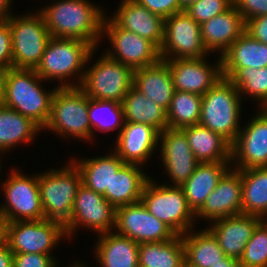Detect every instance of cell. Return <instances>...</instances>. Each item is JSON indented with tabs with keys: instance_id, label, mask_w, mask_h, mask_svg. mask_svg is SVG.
Returning <instances> with one entry per match:
<instances>
[{
	"instance_id": "obj_3",
	"label": "cell",
	"mask_w": 267,
	"mask_h": 267,
	"mask_svg": "<svg viewBox=\"0 0 267 267\" xmlns=\"http://www.w3.org/2000/svg\"><path fill=\"white\" fill-rule=\"evenodd\" d=\"M34 69L10 68L6 71L4 94L1 104L29 117L42 129L47 124L51 113V101L58 88L45 91Z\"/></svg>"
},
{
	"instance_id": "obj_24",
	"label": "cell",
	"mask_w": 267,
	"mask_h": 267,
	"mask_svg": "<svg viewBox=\"0 0 267 267\" xmlns=\"http://www.w3.org/2000/svg\"><path fill=\"white\" fill-rule=\"evenodd\" d=\"M95 241L93 253L100 267H138L139 244L133 239L112 230Z\"/></svg>"
},
{
	"instance_id": "obj_28",
	"label": "cell",
	"mask_w": 267,
	"mask_h": 267,
	"mask_svg": "<svg viewBox=\"0 0 267 267\" xmlns=\"http://www.w3.org/2000/svg\"><path fill=\"white\" fill-rule=\"evenodd\" d=\"M199 163L231 162V144L220 134L200 124L182 128Z\"/></svg>"
},
{
	"instance_id": "obj_33",
	"label": "cell",
	"mask_w": 267,
	"mask_h": 267,
	"mask_svg": "<svg viewBox=\"0 0 267 267\" xmlns=\"http://www.w3.org/2000/svg\"><path fill=\"white\" fill-rule=\"evenodd\" d=\"M222 68L267 67V44L254 39L246 31L221 56Z\"/></svg>"
},
{
	"instance_id": "obj_19",
	"label": "cell",
	"mask_w": 267,
	"mask_h": 267,
	"mask_svg": "<svg viewBox=\"0 0 267 267\" xmlns=\"http://www.w3.org/2000/svg\"><path fill=\"white\" fill-rule=\"evenodd\" d=\"M241 170L232 167L222 176L216 188L195 212V218L208 222L242 213Z\"/></svg>"
},
{
	"instance_id": "obj_29",
	"label": "cell",
	"mask_w": 267,
	"mask_h": 267,
	"mask_svg": "<svg viewBox=\"0 0 267 267\" xmlns=\"http://www.w3.org/2000/svg\"><path fill=\"white\" fill-rule=\"evenodd\" d=\"M43 129L29 117L0 104V154L31 143ZM10 149V150H9Z\"/></svg>"
},
{
	"instance_id": "obj_26",
	"label": "cell",
	"mask_w": 267,
	"mask_h": 267,
	"mask_svg": "<svg viewBox=\"0 0 267 267\" xmlns=\"http://www.w3.org/2000/svg\"><path fill=\"white\" fill-rule=\"evenodd\" d=\"M142 168L140 165L125 163L113 176L110 189H106L103 196L115 209L141 201L143 188L151 177Z\"/></svg>"
},
{
	"instance_id": "obj_52",
	"label": "cell",
	"mask_w": 267,
	"mask_h": 267,
	"mask_svg": "<svg viewBox=\"0 0 267 267\" xmlns=\"http://www.w3.org/2000/svg\"><path fill=\"white\" fill-rule=\"evenodd\" d=\"M260 222L265 226L267 229V214L260 217Z\"/></svg>"
},
{
	"instance_id": "obj_47",
	"label": "cell",
	"mask_w": 267,
	"mask_h": 267,
	"mask_svg": "<svg viewBox=\"0 0 267 267\" xmlns=\"http://www.w3.org/2000/svg\"><path fill=\"white\" fill-rule=\"evenodd\" d=\"M12 2V0H0V21L7 20L13 14L12 5H10L13 4Z\"/></svg>"
},
{
	"instance_id": "obj_1",
	"label": "cell",
	"mask_w": 267,
	"mask_h": 267,
	"mask_svg": "<svg viewBox=\"0 0 267 267\" xmlns=\"http://www.w3.org/2000/svg\"><path fill=\"white\" fill-rule=\"evenodd\" d=\"M51 4L39 10L51 37L78 39L94 48L99 46L106 13L101 7L89 0H55Z\"/></svg>"
},
{
	"instance_id": "obj_5",
	"label": "cell",
	"mask_w": 267,
	"mask_h": 267,
	"mask_svg": "<svg viewBox=\"0 0 267 267\" xmlns=\"http://www.w3.org/2000/svg\"><path fill=\"white\" fill-rule=\"evenodd\" d=\"M89 97L79 87H58L51 101V113L43 127L63 138L90 141Z\"/></svg>"
},
{
	"instance_id": "obj_55",
	"label": "cell",
	"mask_w": 267,
	"mask_h": 267,
	"mask_svg": "<svg viewBox=\"0 0 267 267\" xmlns=\"http://www.w3.org/2000/svg\"><path fill=\"white\" fill-rule=\"evenodd\" d=\"M183 267H194V266H191V265H189V264H187V263L185 262Z\"/></svg>"
},
{
	"instance_id": "obj_31",
	"label": "cell",
	"mask_w": 267,
	"mask_h": 267,
	"mask_svg": "<svg viewBox=\"0 0 267 267\" xmlns=\"http://www.w3.org/2000/svg\"><path fill=\"white\" fill-rule=\"evenodd\" d=\"M124 122L147 124L160 133L168 128L167 111L132 86L121 103Z\"/></svg>"
},
{
	"instance_id": "obj_40",
	"label": "cell",
	"mask_w": 267,
	"mask_h": 267,
	"mask_svg": "<svg viewBox=\"0 0 267 267\" xmlns=\"http://www.w3.org/2000/svg\"><path fill=\"white\" fill-rule=\"evenodd\" d=\"M232 6L233 0H198L184 11L201 25Z\"/></svg>"
},
{
	"instance_id": "obj_43",
	"label": "cell",
	"mask_w": 267,
	"mask_h": 267,
	"mask_svg": "<svg viewBox=\"0 0 267 267\" xmlns=\"http://www.w3.org/2000/svg\"><path fill=\"white\" fill-rule=\"evenodd\" d=\"M233 6L244 21L267 15V0H233Z\"/></svg>"
},
{
	"instance_id": "obj_48",
	"label": "cell",
	"mask_w": 267,
	"mask_h": 267,
	"mask_svg": "<svg viewBox=\"0 0 267 267\" xmlns=\"http://www.w3.org/2000/svg\"><path fill=\"white\" fill-rule=\"evenodd\" d=\"M211 267H242L239 260L225 256L220 262Z\"/></svg>"
},
{
	"instance_id": "obj_50",
	"label": "cell",
	"mask_w": 267,
	"mask_h": 267,
	"mask_svg": "<svg viewBox=\"0 0 267 267\" xmlns=\"http://www.w3.org/2000/svg\"><path fill=\"white\" fill-rule=\"evenodd\" d=\"M5 74H6V70L0 69V104L2 102L3 94H4Z\"/></svg>"
},
{
	"instance_id": "obj_27",
	"label": "cell",
	"mask_w": 267,
	"mask_h": 267,
	"mask_svg": "<svg viewBox=\"0 0 267 267\" xmlns=\"http://www.w3.org/2000/svg\"><path fill=\"white\" fill-rule=\"evenodd\" d=\"M230 166L231 162L198 163L193 174L181 186L187 204L194 213L203 205Z\"/></svg>"
},
{
	"instance_id": "obj_17",
	"label": "cell",
	"mask_w": 267,
	"mask_h": 267,
	"mask_svg": "<svg viewBox=\"0 0 267 267\" xmlns=\"http://www.w3.org/2000/svg\"><path fill=\"white\" fill-rule=\"evenodd\" d=\"M207 58L167 59L174 90L203 96L222 78L221 57L211 65ZM210 64V65H209Z\"/></svg>"
},
{
	"instance_id": "obj_25",
	"label": "cell",
	"mask_w": 267,
	"mask_h": 267,
	"mask_svg": "<svg viewBox=\"0 0 267 267\" xmlns=\"http://www.w3.org/2000/svg\"><path fill=\"white\" fill-rule=\"evenodd\" d=\"M133 86L147 98L168 110L174 93L169 65L160 60L157 64L134 70Z\"/></svg>"
},
{
	"instance_id": "obj_15",
	"label": "cell",
	"mask_w": 267,
	"mask_h": 267,
	"mask_svg": "<svg viewBox=\"0 0 267 267\" xmlns=\"http://www.w3.org/2000/svg\"><path fill=\"white\" fill-rule=\"evenodd\" d=\"M115 231L138 244L171 240L176 234L152 215L145 205L135 202L116 208Z\"/></svg>"
},
{
	"instance_id": "obj_32",
	"label": "cell",
	"mask_w": 267,
	"mask_h": 267,
	"mask_svg": "<svg viewBox=\"0 0 267 267\" xmlns=\"http://www.w3.org/2000/svg\"><path fill=\"white\" fill-rule=\"evenodd\" d=\"M182 235L185 262L194 267H211L220 262L226 255L213 233L208 229Z\"/></svg>"
},
{
	"instance_id": "obj_11",
	"label": "cell",
	"mask_w": 267,
	"mask_h": 267,
	"mask_svg": "<svg viewBox=\"0 0 267 267\" xmlns=\"http://www.w3.org/2000/svg\"><path fill=\"white\" fill-rule=\"evenodd\" d=\"M65 237L64 225L54 220L14 221L6 226V243L13 253L52 255L53 248Z\"/></svg>"
},
{
	"instance_id": "obj_16",
	"label": "cell",
	"mask_w": 267,
	"mask_h": 267,
	"mask_svg": "<svg viewBox=\"0 0 267 267\" xmlns=\"http://www.w3.org/2000/svg\"><path fill=\"white\" fill-rule=\"evenodd\" d=\"M258 111L231 144V164L236 170L267 167V113Z\"/></svg>"
},
{
	"instance_id": "obj_45",
	"label": "cell",
	"mask_w": 267,
	"mask_h": 267,
	"mask_svg": "<svg viewBox=\"0 0 267 267\" xmlns=\"http://www.w3.org/2000/svg\"><path fill=\"white\" fill-rule=\"evenodd\" d=\"M245 31L257 41L267 44V15L247 20Z\"/></svg>"
},
{
	"instance_id": "obj_37",
	"label": "cell",
	"mask_w": 267,
	"mask_h": 267,
	"mask_svg": "<svg viewBox=\"0 0 267 267\" xmlns=\"http://www.w3.org/2000/svg\"><path fill=\"white\" fill-rule=\"evenodd\" d=\"M202 96L175 90L167 110L168 128L182 129L199 124Z\"/></svg>"
},
{
	"instance_id": "obj_10",
	"label": "cell",
	"mask_w": 267,
	"mask_h": 267,
	"mask_svg": "<svg viewBox=\"0 0 267 267\" xmlns=\"http://www.w3.org/2000/svg\"><path fill=\"white\" fill-rule=\"evenodd\" d=\"M8 177L1 185L6 201L0 204V211L7 222L45 219L38 174L28 177L18 169H13Z\"/></svg>"
},
{
	"instance_id": "obj_42",
	"label": "cell",
	"mask_w": 267,
	"mask_h": 267,
	"mask_svg": "<svg viewBox=\"0 0 267 267\" xmlns=\"http://www.w3.org/2000/svg\"><path fill=\"white\" fill-rule=\"evenodd\" d=\"M12 63V36L8 20L0 21V69L8 70Z\"/></svg>"
},
{
	"instance_id": "obj_56",
	"label": "cell",
	"mask_w": 267,
	"mask_h": 267,
	"mask_svg": "<svg viewBox=\"0 0 267 267\" xmlns=\"http://www.w3.org/2000/svg\"><path fill=\"white\" fill-rule=\"evenodd\" d=\"M0 155H1V154H0ZM0 158H1V157H0ZM0 160H1V159H0ZM1 164H2V163H1V161H0V173H1V170H2V169H1V168H2L1 166H2V165H1Z\"/></svg>"
},
{
	"instance_id": "obj_18",
	"label": "cell",
	"mask_w": 267,
	"mask_h": 267,
	"mask_svg": "<svg viewBox=\"0 0 267 267\" xmlns=\"http://www.w3.org/2000/svg\"><path fill=\"white\" fill-rule=\"evenodd\" d=\"M160 157L172 181V186H182L193 174L198 161L182 129L166 128L159 134Z\"/></svg>"
},
{
	"instance_id": "obj_36",
	"label": "cell",
	"mask_w": 267,
	"mask_h": 267,
	"mask_svg": "<svg viewBox=\"0 0 267 267\" xmlns=\"http://www.w3.org/2000/svg\"><path fill=\"white\" fill-rule=\"evenodd\" d=\"M222 77L229 79L236 86L241 98L244 95L254 98L256 103L259 102L260 108L266 103L267 67L260 69L222 68Z\"/></svg>"
},
{
	"instance_id": "obj_51",
	"label": "cell",
	"mask_w": 267,
	"mask_h": 267,
	"mask_svg": "<svg viewBox=\"0 0 267 267\" xmlns=\"http://www.w3.org/2000/svg\"><path fill=\"white\" fill-rule=\"evenodd\" d=\"M181 10L187 9L190 5L194 4L198 0H178Z\"/></svg>"
},
{
	"instance_id": "obj_30",
	"label": "cell",
	"mask_w": 267,
	"mask_h": 267,
	"mask_svg": "<svg viewBox=\"0 0 267 267\" xmlns=\"http://www.w3.org/2000/svg\"><path fill=\"white\" fill-rule=\"evenodd\" d=\"M71 161L80 171L82 184L102 195L110 189L113 176L125 164L114 151L105 156Z\"/></svg>"
},
{
	"instance_id": "obj_21",
	"label": "cell",
	"mask_w": 267,
	"mask_h": 267,
	"mask_svg": "<svg viewBox=\"0 0 267 267\" xmlns=\"http://www.w3.org/2000/svg\"><path fill=\"white\" fill-rule=\"evenodd\" d=\"M110 17L119 27L151 41L158 49L164 39V18L152 13L136 0H121Z\"/></svg>"
},
{
	"instance_id": "obj_14",
	"label": "cell",
	"mask_w": 267,
	"mask_h": 267,
	"mask_svg": "<svg viewBox=\"0 0 267 267\" xmlns=\"http://www.w3.org/2000/svg\"><path fill=\"white\" fill-rule=\"evenodd\" d=\"M115 216L116 209L102 194L81 183L74 200L72 217L64 225L67 238L73 237L81 226L96 231L98 235L115 230Z\"/></svg>"
},
{
	"instance_id": "obj_38",
	"label": "cell",
	"mask_w": 267,
	"mask_h": 267,
	"mask_svg": "<svg viewBox=\"0 0 267 267\" xmlns=\"http://www.w3.org/2000/svg\"><path fill=\"white\" fill-rule=\"evenodd\" d=\"M89 121L92 129V140L95 138L94 130L109 132L120 128L124 124V115L122 104L114 101H103L89 98ZM94 133V134H93Z\"/></svg>"
},
{
	"instance_id": "obj_49",
	"label": "cell",
	"mask_w": 267,
	"mask_h": 267,
	"mask_svg": "<svg viewBox=\"0 0 267 267\" xmlns=\"http://www.w3.org/2000/svg\"><path fill=\"white\" fill-rule=\"evenodd\" d=\"M6 226H7L6 217L0 211V245L6 242Z\"/></svg>"
},
{
	"instance_id": "obj_12",
	"label": "cell",
	"mask_w": 267,
	"mask_h": 267,
	"mask_svg": "<svg viewBox=\"0 0 267 267\" xmlns=\"http://www.w3.org/2000/svg\"><path fill=\"white\" fill-rule=\"evenodd\" d=\"M104 36L108 37L112 46L104 53L133 70L152 66L161 60L159 49L151 41L124 30L106 15L102 23V37Z\"/></svg>"
},
{
	"instance_id": "obj_6",
	"label": "cell",
	"mask_w": 267,
	"mask_h": 267,
	"mask_svg": "<svg viewBox=\"0 0 267 267\" xmlns=\"http://www.w3.org/2000/svg\"><path fill=\"white\" fill-rule=\"evenodd\" d=\"M69 164L60 169L38 173L41 204L45 219L65 225L72 217V208L82 177L76 165Z\"/></svg>"
},
{
	"instance_id": "obj_20",
	"label": "cell",
	"mask_w": 267,
	"mask_h": 267,
	"mask_svg": "<svg viewBox=\"0 0 267 267\" xmlns=\"http://www.w3.org/2000/svg\"><path fill=\"white\" fill-rule=\"evenodd\" d=\"M160 132L147 124L124 122L114 152L124 162L143 166L159 147Z\"/></svg>"
},
{
	"instance_id": "obj_34",
	"label": "cell",
	"mask_w": 267,
	"mask_h": 267,
	"mask_svg": "<svg viewBox=\"0 0 267 267\" xmlns=\"http://www.w3.org/2000/svg\"><path fill=\"white\" fill-rule=\"evenodd\" d=\"M184 263L181 235L167 241L139 244L138 267H183Z\"/></svg>"
},
{
	"instance_id": "obj_4",
	"label": "cell",
	"mask_w": 267,
	"mask_h": 267,
	"mask_svg": "<svg viewBox=\"0 0 267 267\" xmlns=\"http://www.w3.org/2000/svg\"><path fill=\"white\" fill-rule=\"evenodd\" d=\"M242 100L236 86L222 77L202 96L199 124L232 144L241 129Z\"/></svg>"
},
{
	"instance_id": "obj_7",
	"label": "cell",
	"mask_w": 267,
	"mask_h": 267,
	"mask_svg": "<svg viewBox=\"0 0 267 267\" xmlns=\"http://www.w3.org/2000/svg\"><path fill=\"white\" fill-rule=\"evenodd\" d=\"M153 178L146 182L141 202L156 218L166 224L176 235H183L196 227L195 213L188 206L181 186L157 184Z\"/></svg>"
},
{
	"instance_id": "obj_13",
	"label": "cell",
	"mask_w": 267,
	"mask_h": 267,
	"mask_svg": "<svg viewBox=\"0 0 267 267\" xmlns=\"http://www.w3.org/2000/svg\"><path fill=\"white\" fill-rule=\"evenodd\" d=\"M161 60L207 57L200 24L184 10L164 19V39L159 48Z\"/></svg>"
},
{
	"instance_id": "obj_41",
	"label": "cell",
	"mask_w": 267,
	"mask_h": 267,
	"mask_svg": "<svg viewBox=\"0 0 267 267\" xmlns=\"http://www.w3.org/2000/svg\"><path fill=\"white\" fill-rule=\"evenodd\" d=\"M55 256L39 253H14L13 267H58Z\"/></svg>"
},
{
	"instance_id": "obj_46",
	"label": "cell",
	"mask_w": 267,
	"mask_h": 267,
	"mask_svg": "<svg viewBox=\"0 0 267 267\" xmlns=\"http://www.w3.org/2000/svg\"><path fill=\"white\" fill-rule=\"evenodd\" d=\"M14 253L7 243L0 245V267H13Z\"/></svg>"
},
{
	"instance_id": "obj_39",
	"label": "cell",
	"mask_w": 267,
	"mask_h": 267,
	"mask_svg": "<svg viewBox=\"0 0 267 267\" xmlns=\"http://www.w3.org/2000/svg\"><path fill=\"white\" fill-rule=\"evenodd\" d=\"M239 262L242 267H267V229L261 222L253 231Z\"/></svg>"
},
{
	"instance_id": "obj_2",
	"label": "cell",
	"mask_w": 267,
	"mask_h": 267,
	"mask_svg": "<svg viewBox=\"0 0 267 267\" xmlns=\"http://www.w3.org/2000/svg\"><path fill=\"white\" fill-rule=\"evenodd\" d=\"M97 48L78 39L51 37L37 67L34 69L43 80H58V87H79ZM94 53V54H93ZM82 71V72H81ZM79 76V77H78ZM76 77L77 79H73ZM73 79L75 84L70 80Z\"/></svg>"
},
{
	"instance_id": "obj_23",
	"label": "cell",
	"mask_w": 267,
	"mask_h": 267,
	"mask_svg": "<svg viewBox=\"0 0 267 267\" xmlns=\"http://www.w3.org/2000/svg\"><path fill=\"white\" fill-rule=\"evenodd\" d=\"M203 45L207 52L220 57L245 32L246 22L234 6L200 25ZM220 51V52H219Z\"/></svg>"
},
{
	"instance_id": "obj_53",
	"label": "cell",
	"mask_w": 267,
	"mask_h": 267,
	"mask_svg": "<svg viewBox=\"0 0 267 267\" xmlns=\"http://www.w3.org/2000/svg\"><path fill=\"white\" fill-rule=\"evenodd\" d=\"M83 263L84 262H82V263H77L76 261H75V264H72V265H70L69 267H87V266H85V265H83ZM68 267V266H67Z\"/></svg>"
},
{
	"instance_id": "obj_35",
	"label": "cell",
	"mask_w": 267,
	"mask_h": 267,
	"mask_svg": "<svg viewBox=\"0 0 267 267\" xmlns=\"http://www.w3.org/2000/svg\"><path fill=\"white\" fill-rule=\"evenodd\" d=\"M242 214H267V167L241 170Z\"/></svg>"
},
{
	"instance_id": "obj_22",
	"label": "cell",
	"mask_w": 267,
	"mask_h": 267,
	"mask_svg": "<svg viewBox=\"0 0 267 267\" xmlns=\"http://www.w3.org/2000/svg\"><path fill=\"white\" fill-rule=\"evenodd\" d=\"M259 223L260 217L241 213L215 220L207 228L216 237L224 254L239 260Z\"/></svg>"
},
{
	"instance_id": "obj_8",
	"label": "cell",
	"mask_w": 267,
	"mask_h": 267,
	"mask_svg": "<svg viewBox=\"0 0 267 267\" xmlns=\"http://www.w3.org/2000/svg\"><path fill=\"white\" fill-rule=\"evenodd\" d=\"M14 15L7 19L12 36L13 68L35 69L51 35L39 11Z\"/></svg>"
},
{
	"instance_id": "obj_9",
	"label": "cell",
	"mask_w": 267,
	"mask_h": 267,
	"mask_svg": "<svg viewBox=\"0 0 267 267\" xmlns=\"http://www.w3.org/2000/svg\"><path fill=\"white\" fill-rule=\"evenodd\" d=\"M86 68L79 88L90 98L122 103L133 86L134 70L109 58L105 53Z\"/></svg>"
},
{
	"instance_id": "obj_54",
	"label": "cell",
	"mask_w": 267,
	"mask_h": 267,
	"mask_svg": "<svg viewBox=\"0 0 267 267\" xmlns=\"http://www.w3.org/2000/svg\"><path fill=\"white\" fill-rule=\"evenodd\" d=\"M261 109L267 113V101L266 103L261 107Z\"/></svg>"
},
{
	"instance_id": "obj_44",
	"label": "cell",
	"mask_w": 267,
	"mask_h": 267,
	"mask_svg": "<svg viewBox=\"0 0 267 267\" xmlns=\"http://www.w3.org/2000/svg\"><path fill=\"white\" fill-rule=\"evenodd\" d=\"M142 6L149 9L164 19L182 11L178 0H136Z\"/></svg>"
}]
</instances>
